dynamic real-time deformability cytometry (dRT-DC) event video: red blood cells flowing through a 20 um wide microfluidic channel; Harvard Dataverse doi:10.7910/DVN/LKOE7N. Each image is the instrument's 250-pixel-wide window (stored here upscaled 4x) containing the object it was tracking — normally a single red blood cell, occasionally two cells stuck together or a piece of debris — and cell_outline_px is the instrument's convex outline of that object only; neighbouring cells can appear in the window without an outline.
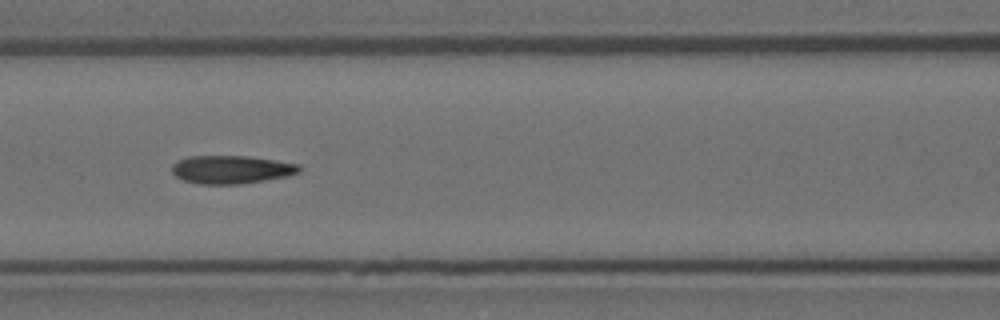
{"species": "Egyptian fruit bat (a non-hibernating species)", "species_latin": "Rousettus aegyptiacus", "temperature_condition": "room temperature", "stored_images_in_passage": 9, "camera_frame_rate_fps": 3000, "um_per_image_px": 0.085, "animal": {"sex": "female"}, "frame": {"image": 1, "passage_image": 6, "time_ms": 1.667, "image_size_px": [1000, 320], "cell_outline_px": [[304, 168], [300, 172], [288, 176], [240, 184], [196, 184], [184, 180], [176, 176], [172, 172], [172, 164], [176, 160], [188, 156], [248, 156], [300, 164]], "centroid_in_image_um": [19.67, 14.41], "position_along_channel_um": 146.9, "area_um2": 21.1}}
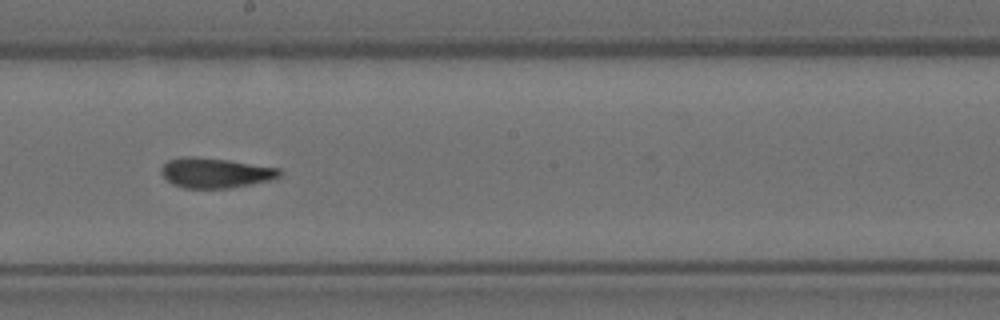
{"frame": {"image": 2, "passage_image": 8, "time_ms": 2.333, "image_size_px": [1000, 320], "cell_outline_px": [[284, 172], [280, 176], [272, 180], [232, 188], [184, 188], [172, 184], [160, 172], [160, 168], [168, 160], [180, 156], [196, 156], [228, 160], [280, 168]], "centroid_in_image_um": [18.32, 14.69], "position_along_channel_um": 229.9, "area_um2": 20.98}}
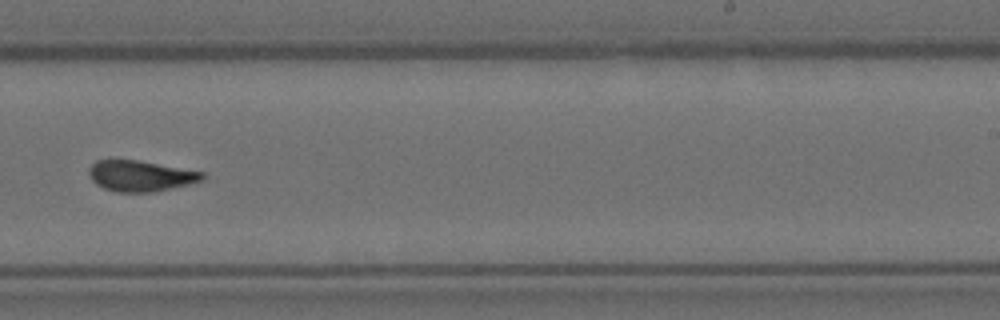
{"frame": {"image": 3, "passage_image": 9, "time_ms": 2.667, "image_size_px": [1000, 320], "cell_outline_px": [[204, 180], [156, 192], [116, 192], [104, 188], [96, 184], [88, 176], [88, 168], [96, 160], [136, 160], [204, 172]], "centroid_in_image_um": [11.92, 14.96], "position_along_channel_um": 277.1, "area_um2": 20.35}}